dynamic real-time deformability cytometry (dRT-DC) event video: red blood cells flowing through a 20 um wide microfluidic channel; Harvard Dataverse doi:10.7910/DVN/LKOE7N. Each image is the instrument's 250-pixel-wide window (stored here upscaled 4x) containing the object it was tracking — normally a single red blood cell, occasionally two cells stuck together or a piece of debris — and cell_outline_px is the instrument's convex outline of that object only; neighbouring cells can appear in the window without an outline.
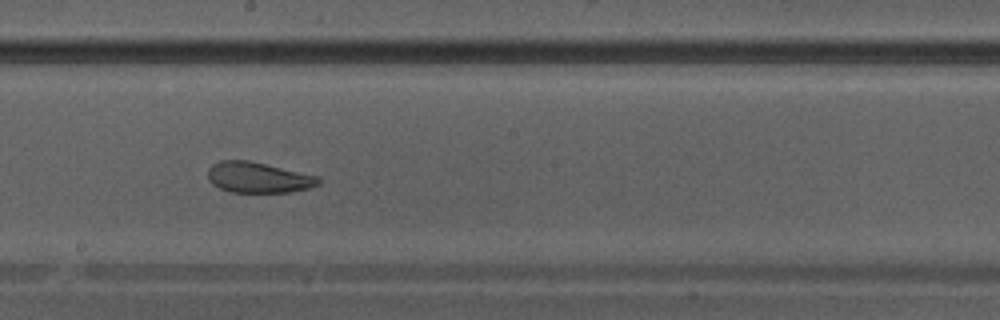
{"species": "Egyptian fruit bat (a non-hibernating species)", "species_latin": "Rousettus aegyptiacus", "temperature_condition": "warm", "stored_images_in_passage": 32, "camera_frame_rate_fps": 3000, "um_per_image_px": 0.085, "animal": {"sex": "male"}, "frame": {"image": 1, "passage_image": 14, "time_ms": 4.333, "image_size_px": [1000, 320], "cell_outline_px": [[320, 184], [308, 188], [288, 192], [228, 192], [212, 184], [208, 180], [208, 168], [212, 164], [220, 160], [248, 160], [320, 176]], "centroid_in_image_um": [21.94, 15.08], "position_along_channel_um": 226.3, "area_um2": 19.88}}
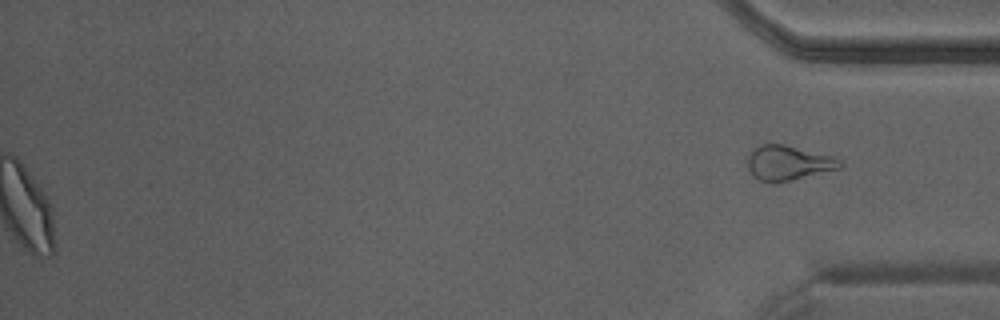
{"frame": {"image": 2, "passage_image": 32, "time_ms": 10.333, "image_size_px": [1000, 320], "cell_outline_px": [[844, 168], [788, 180], [760, 180], [748, 168], [748, 156], [752, 148], [760, 144], [784, 144], [832, 156], [844, 160]], "centroid_in_image_um": [67.08, 13.8], "position_along_channel_um": 368.1, "area_um2": 18.38}}